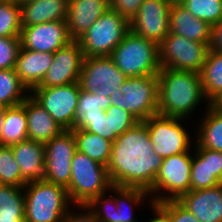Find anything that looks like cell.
Returning <instances> with one entry per match:
<instances>
[{
    "label": "cell",
    "instance_id": "cell-1",
    "mask_svg": "<svg viewBox=\"0 0 222 222\" xmlns=\"http://www.w3.org/2000/svg\"><path fill=\"white\" fill-rule=\"evenodd\" d=\"M163 158L153 151L147 126L139 121L112 143L107 172L112 185L150 191Z\"/></svg>",
    "mask_w": 222,
    "mask_h": 222
},
{
    "label": "cell",
    "instance_id": "cell-2",
    "mask_svg": "<svg viewBox=\"0 0 222 222\" xmlns=\"http://www.w3.org/2000/svg\"><path fill=\"white\" fill-rule=\"evenodd\" d=\"M157 76L159 115L195 121L196 111H202L201 115L210 106L203 91L200 73L161 68Z\"/></svg>",
    "mask_w": 222,
    "mask_h": 222
},
{
    "label": "cell",
    "instance_id": "cell-3",
    "mask_svg": "<svg viewBox=\"0 0 222 222\" xmlns=\"http://www.w3.org/2000/svg\"><path fill=\"white\" fill-rule=\"evenodd\" d=\"M151 203L150 194L144 189L112 185L108 192L94 197L87 206L100 222H141L135 211Z\"/></svg>",
    "mask_w": 222,
    "mask_h": 222
},
{
    "label": "cell",
    "instance_id": "cell-4",
    "mask_svg": "<svg viewBox=\"0 0 222 222\" xmlns=\"http://www.w3.org/2000/svg\"><path fill=\"white\" fill-rule=\"evenodd\" d=\"M25 222H62L73 205L67 189L47 181H34L24 187Z\"/></svg>",
    "mask_w": 222,
    "mask_h": 222
},
{
    "label": "cell",
    "instance_id": "cell-5",
    "mask_svg": "<svg viewBox=\"0 0 222 222\" xmlns=\"http://www.w3.org/2000/svg\"><path fill=\"white\" fill-rule=\"evenodd\" d=\"M110 58L126 77L157 75L161 69L158 44L131 30L115 47Z\"/></svg>",
    "mask_w": 222,
    "mask_h": 222
},
{
    "label": "cell",
    "instance_id": "cell-6",
    "mask_svg": "<svg viewBox=\"0 0 222 222\" xmlns=\"http://www.w3.org/2000/svg\"><path fill=\"white\" fill-rule=\"evenodd\" d=\"M187 121L192 120L159 114L144 120L153 151L162 158L190 151L195 143V133H192L195 132V121L192 124ZM188 123L193 127L191 132L187 128Z\"/></svg>",
    "mask_w": 222,
    "mask_h": 222
},
{
    "label": "cell",
    "instance_id": "cell-7",
    "mask_svg": "<svg viewBox=\"0 0 222 222\" xmlns=\"http://www.w3.org/2000/svg\"><path fill=\"white\" fill-rule=\"evenodd\" d=\"M111 186L106 166L75 152L71 161V179L66 188L72 204L87 205L94 197L108 192Z\"/></svg>",
    "mask_w": 222,
    "mask_h": 222
},
{
    "label": "cell",
    "instance_id": "cell-8",
    "mask_svg": "<svg viewBox=\"0 0 222 222\" xmlns=\"http://www.w3.org/2000/svg\"><path fill=\"white\" fill-rule=\"evenodd\" d=\"M112 105L130 112L138 121L158 114V76L127 77L110 96Z\"/></svg>",
    "mask_w": 222,
    "mask_h": 222
},
{
    "label": "cell",
    "instance_id": "cell-9",
    "mask_svg": "<svg viewBox=\"0 0 222 222\" xmlns=\"http://www.w3.org/2000/svg\"><path fill=\"white\" fill-rule=\"evenodd\" d=\"M193 148L184 153L163 158L159 172L149 191L152 202L178 200L190 191Z\"/></svg>",
    "mask_w": 222,
    "mask_h": 222
},
{
    "label": "cell",
    "instance_id": "cell-10",
    "mask_svg": "<svg viewBox=\"0 0 222 222\" xmlns=\"http://www.w3.org/2000/svg\"><path fill=\"white\" fill-rule=\"evenodd\" d=\"M129 31L130 22L109 8L77 41L84 58L110 56Z\"/></svg>",
    "mask_w": 222,
    "mask_h": 222
},
{
    "label": "cell",
    "instance_id": "cell-11",
    "mask_svg": "<svg viewBox=\"0 0 222 222\" xmlns=\"http://www.w3.org/2000/svg\"><path fill=\"white\" fill-rule=\"evenodd\" d=\"M158 51L161 68L200 73L205 64L209 46L169 32L158 45Z\"/></svg>",
    "mask_w": 222,
    "mask_h": 222
},
{
    "label": "cell",
    "instance_id": "cell-12",
    "mask_svg": "<svg viewBox=\"0 0 222 222\" xmlns=\"http://www.w3.org/2000/svg\"><path fill=\"white\" fill-rule=\"evenodd\" d=\"M126 79L110 56H92L84 58L78 83L84 91L110 97Z\"/></svg>",
    "mask_w": 222,
    "mask_h": 222
},
{
    "label": "cell",
    "instance_id": "cell-13",
    "mask_svg": "<svg viewBox=\"0 0 222 222\" xmlns=\"http://www.w3.org/2000/svg\"><path fill=\"white\" fill-rule=\"evenodd\" d=\"M78 82L58 87L33 88L30 96L42 106L64 130L73 129L80 92Z\"/></svg>",
    "mask_w": 222,
    "mask_h": 222
},
{
    "label": "cell",
    "instance_id": "cell-14",
    "mask_svg": "<svg viewBox=\"0 0 222 222\" xmlns=\"http://www.w3.org/2000/svg\"><path fill=\"white\" fill-rule=\"evenodd\" d=\"M174 0H144L130 21V30L158 45L169 34V13Z\"/></svg>",
    "mask_w": 222,
    "mask_h": 222
},
{
    "label": "cell",
    "instance_id": "cell-15",
    "mask_svg": "<svg viewBox=\"0 0 222 222\" xmlns=\"http://www.w3.org/2000/svg\"><path fill=\"white\" fill-rule=\"evenodd\" d=\"M76 149V140L71 130L45 143V162L48 168L47 182L67 188L71 179V161Z\"/></svg>",
    "mask_w": 222,
    "mask_h": 222
},
{
    "label": "cell",
    "instance_id": "cell-16",
    "mask_svg": "<svg viewBox=\"0 0 222 222\" xmlns=\"http://www.w3.org/2000/svg\"><path fill=\"white\" fill-rule=\"evenodd\" d=\"M83 60L84 54L80 43L71 41L53 53L52 65L42 82L34 88L58 87L78 82Z\"/></svg>",
    "mask_w": 222,
    "mask_h": 222
},
{
    "label": "cell",
    "instance_id": "cell-17",
    "mask_svg": "<svg viewBox=\"0 0 222 222\" xmlns=\"http://www.w3.org/2000/svg\"><path fill=\"white\" fill-rule=\"evenodd\" d=\"M71 41L66 20L22 27L20 34L21 47L38 52L55 53Z\"/></svg>",
    "mask_w": 222,
    "mask_h": 222
},
{
    "label": "cell",
    "instance_id": "cell-18",
    "mask_svg": "<svg viewBox=\"0 0 222 222\" xmlns=\"http://www.w3.org/2000/svg\"><path fill=\"white\" fill-rule=\"evenodd\" d=\"M10 147L16 162L20 166L23 187L29 182L47 180L48 168L45 162V143L26 140Z\"/></svg>",
    "mask_w": 222,
    "mask_h": 222
},
{
    "label": "cell",
    "instance_id": "cell-19",
    "mask_svg": "<svg viewBox=\"0 0 222 222\" xmlns=\"http://www.w3.org/2000/svg\"><path fill=\"white\" fill-rule=\"evenodd\" d=\"M178 201L201 222H222V183L212 188L190 190Z\"/></svg>",
    "mask_w": 222,
    "mask_h": 222
},
{
    "label": "cell",
    "instance_id": "cell-20",
    "mask_svg": "<svg viewBox=\"0 0 222 222\" xmlns=\"http://www.w3.org/2000/svg\"><path fill=\"white\" fill-rule=\"evenodd\" d=\"M109 8V0H69L66 22L70 38L77 41Z\"/></svg>",
    "mask_w": 222,
    "mask_h": 222
},
{
    "label": "cell",
    "instance_id": "cell-21",
    "mask_svg": "<svg viewBox=\"0 0 222 222\" xmlns=\"http://www.w3.org/2000/svg\"><path fill=\"white\" fill-rule=\"evenodd\" d=\"M169 32L195 42L208 44L210 25L193 16L183 5L174 0L169 13Z\"/></svg>",
    "mask_w": 222,
    "mask_h": 222
},
{
    "label": "cell",
    "instance_id": "cell-22",
    "mask_svg": "<svg viewBox=\"0 0 222 222\" xmlns=\"http://www.w3.org/2000/svg\"><path fill=\"white\" fill-rule=\"evenodd\" d=\"M53 62V53L38 52L20 47L15 72L21 82L31 91L43 80Z\"/></svg>",
    "mask_w": 222,
    "mask_h": 222
},
{
    "label": "cell",
    "instance_id": "cell-23",
    "mask_svg": "<svg viewBox=\"0 0 222 222\" xmlns=\"http://www.w3.org/2000/svg\"><path fill=\"white\" fill-rule=\"evenodd\" d=\"M194 147H204L222 152V104H210L195 119Z\"/></svg>",
    "mask_w": 222,
    "mask_h": 222
},
{
    "label": "cell",
    "instance_id": "cell-24",
    "mask_svg": "<svg viewBox=\"0 0 222 222\" xmlns=\"http://www.w3.org/2000/svg\"><path fill=\"white\" fill-rule=\"evenodd\" d=\"M28 140L46 143L64 129L30 95L25 99Z\"/></svg>",
    "mask_w": 222,
    "mask_h": 222
},
{
    "label": "cell",
    "instance_id": "cell-25",
    "mask_svg": "<svg viewBox=\"0 0 222 222\" xmlns=\"http://www.w3.org/2000/svg\"><path fill=\"white\" fill-rule=\"evenodd\" d=\"M69 0H33L20 6L21 26L66 20Z\"/></svg>",
    "mask_w": 222,
    "mask_h": 222
},
{
    "label": "cell",
    "instance_id": "cell-26",
    "mask_svg": "<svg viewBox=\"0 0 222 222\" xmlns=\"http://www.w3.org/2000/svg\"><path fill=\"white\" fill-rule=\"evenodd\" d=\"M206 99L211 104H222V53L209 50L200 72Z\"/></svg>",
    "mask_w": 222,
    "mask_h": 222
},
{
    "label": "cell",
    "instance_id": "cell-27",
    "mask_svg": "<svg viewBox=\"0 0 222 222\" xmlns=\"http://www.w3.org/2000/svg\"><path fill=\"white\" fill-rule=\"evenodd\" d=\"M71 131L75 137L78 152L106 167L108 166L111 158L112 141L83 129L73 128Z\"/></svg>",
    "mask_w": 222,
    "mask_h": 222
},
{
    "label": "cell",
    "instance_id": "cell-28",
    "mask_svg": "<svg viewBox=\"0 0 222 222\" xmlns=\"http://www.w3.org/2000/svg\"><path fill=\"white\" fill-rule=\"evenodd\" d=\"M1 134L4 146L28 140L25 100L21 104L6 107Z\"/></svg>",
    "mask_w": 222,
    "mask_h": 222
},
{
    "label": "cell",
    "instance_id": "cell-29",
    "mask_svg": "<svg viewBox=\"0 0 222 222\" xmlns=\"http://www.w3.org/2000/svg\"><path fill=\"white\" fill-rule=\"evenodd\" d=\"M23 187L0 184V222H25Z\"/></svg>",
    "mask_w": 222,
    "mask_h": 222
},
{
    "label": "cell",
    "instance_id": "cell-30",
    "mask_svg": "<svg viewBox=\"0 0 222 222\" xmlns=\"http://www.w3.org/2000/svg\"><path fill=\"white\" fill-rule=\"evenodd\" d=\"M29 95L30 91L21 82L15 69L0 70V106L21 104Z\"/></svg>",
    "mask_w": 222,
    "mask_h": 222
},
{
    "label": "cell",
    "instance_id": "cell-31",
    "mask_svg": "<svg viewBox=\"0 0 222 222\" xmlns=\"http://www.w3.org/2000/svg\"><path fill=\"white\" fill-rule=\"evenodd\" d=\"M112 105L110 97L96 95L80 89L78 106L75 110L73 128L82 119H96L106 116L105 110Z\"/></svg>",
    "mask_w": 222,
    "mask_h": 222
},
{
    "label": "cell",
    "instance_id": "cell-32",
    "mask_svg": "<svg viewBox=\"0 0 222 222\" xmlns=\"http://www.w3.org/2000/svg\"><path fill=\"white\" fill-rule=\"evenodd\" d=\"M219 184L221 182L207 168V148L193 146L190 190L212 188Z\"/></svg>",
    "mask_w": 222,
    "mask_h": 222
},
{
    "label": "cell",
    "instance_id": "cell-33",
    "mask_svg": "<svg viewBox=\"0 0 222 222\" xmlns=\"http://www.w3.org/2000/svg\"><path fill=\"white\" fill-rule=\"evenodd\" d=\"M198 19L210 26L222 20V0H177Z\"/></svg>",
    "mask_w": 222,
    "mask_h": 222
},
{
    "label": "cell",
    "instance_id": "cell-34",
    "mask_svg": "<svg viewBox=\"0 0 222 222\" xmlns=\"http://www.w3.org/2000/svg\"><path fill=\"white\" fill-rule=\"evenodd\" d=\"M20 6L11 0L0 3V37L20 38Z\"/></svg>",
    "mask_w": 222,
    "mask_h": 222
},
{
    "label": "cell",
    "instance_id": "cell-35",
    "mask_svg": "<svg viewBox=\"0 0 222 222\" xmlns=\"http://www.w3.org/2000/svg\"><path fill=\"white\" fill-rule=\"evenodd\" d=\"M0 184L23 187L20 166L10 146L0 147Z\"/></svg>",
    "mask_w": 222,
    "mask_h": 222
},
{
    "label": "cell",
    "instance_id": "cell-36",
    "mask_svg": "<svg viewBox=\"0 0 222 222\" xmlns=\"http://www.w3.org/2000/svg\"><path fill=\"white\" fill-rule=\"evenodd\" d=\"M109 117L110 134L122 135L139 121L127 110L111 105L105 110Z\"/></svg>",
    "mask_w": 222,
    "mask_h": 222
},
{
    "label": "cell",
    "instance_id": "cell-37",
    "mask_svg": "<svg viewBox=\"0 0 222 222\" xmlns=\"http://www.w3.org/2000/svg\"><path fill=\"white\" fill-rule=\"evenodd\" d=\"M20 47V38L0 37V70L15 68Z\"/></svg>",
    "mask_w": 222,
    "mask_h": 222
},
{
    "label": "cell",
    "instance_id": "cell-38",
    "mask_svg": "<svg viewBox=\"0 0 222 222\" xmlns=\"http://www.w3.org/2000/svg\"><path fill=\"white\" fill-rule=\"evenodd\" d=\"M74 128L98 134L112 142L118 137L116 134H110L109 117L106 116L96 119H82Z\"/></svg>",
    "mask_w": 222,
    "mask_h": 222
},
{
    "label": "cell",
    "instance_id": "cell-39",
    "mask_svg": "<svg viewBox=\"0 0 222 222\" xmlns=\"http://www.w3.org/2000/svg\"><path fill=\"white\" fill-rule=\"evenodd\" d=\"M159 204L170 214L171 222H201L178 200H166Z\"/></svg>",
    "mask_w": 222,
    "mask_h": 222
},
{
    "label": "cell",
    "instance_id": "cell-40",
    "mask_svg": "<svg viewBox=\"0 0 222 222\" xmlns=\"http://www.w3.org/2000/svg\"><path fill=\"white\" fill-rule=\"evenodd\" d=\"M62 222H100V220L87 205L73 204Z\"/></svg>",
    "mask_w": 222,
    "mask_h": 222
},
{
    "label": "cell",
    "instance_id": "cell-41",
    "mask_svg": "<svg viewBox=\"0 0 222 222\" xmlns=\"http://www.w3.org/2000/svg\"><path fill=\"white\" fill-rule=\"evenodd\" d=\"M144 0H109L110 9L122 15L129 22L136 16Z\"/></svg>",
    "mask_w": 222,
    "mask_h": 222
},
{
    "label": "cell",
    "instance_id": "cell-42",
    "mask_svg": "<svg viewBox=\"0 0 222 222\" xmlns=\"http://www.w3.org/2000/svg\"><path fill=\"white\" fill-rule=\"evenodd\" d=\"M207 168L222 183V152L207 149Z\"/></svg>",
    "mask_w": 222,
    "mask_h": 222
},
{
    "label": "cell",
    "instance_id": "cell-43",
    "mask_svg": "<svg viewBox=\"0 0 222 222\" xmlns=\"http://www.w3.org/2000/svg\"><path fill=\"white\" fill-rule=\"evenodd\" d=\"M209 50L222 53V20L210 27Z\"/></svg>",
    "mask_w": 222,
    "mask_h": 222
},
{
    "label": "cell",
    "instance_id": "cell-44",
    "mask_svg": "<svg viewBox=\"0 0 222 222\" xmlns=\"http://www.w3.org/2000/svg\"><path fill=\"white\" fill-rule=\"evenodd\" d=\"M147 207L151 210L152 217H148L146 222H171L170 214L159 203L152 202Z\"/></svg>",
    "mask_w": 222,
    "mask_h": 222
},
{
    "label": "cell",
    "instance_id": "cell-45",
    "mask_svg": "<svg viewBox=\"0 0 222 222\" xmlns=\"http://www.w3.org/2000/svg\"><path fill=\"white\" fill-rule=\"evenodd\" d=\"M5 114H6V107L0 106V147L4 146L2 140L1 128L4 124Z\"/></svg>",
    "mask_w": 222,
    "mask_h": 222
},
{
    "label": "cell",
    "instance_id": "cell-46",
    "mask_svg": "<svg viewBox=\"0 0 222 222\" xmlns=\"http://www.w3.org/2000/svg\"><path fill=\"white\" fill-rule=\"evenodd\" d=\"M11 1L18 4L19 6H22L28 2H32L33 0H11Z\"/></svg>",
    "mask_w": 222,
    "mask_h": 222
}]
</instances>
